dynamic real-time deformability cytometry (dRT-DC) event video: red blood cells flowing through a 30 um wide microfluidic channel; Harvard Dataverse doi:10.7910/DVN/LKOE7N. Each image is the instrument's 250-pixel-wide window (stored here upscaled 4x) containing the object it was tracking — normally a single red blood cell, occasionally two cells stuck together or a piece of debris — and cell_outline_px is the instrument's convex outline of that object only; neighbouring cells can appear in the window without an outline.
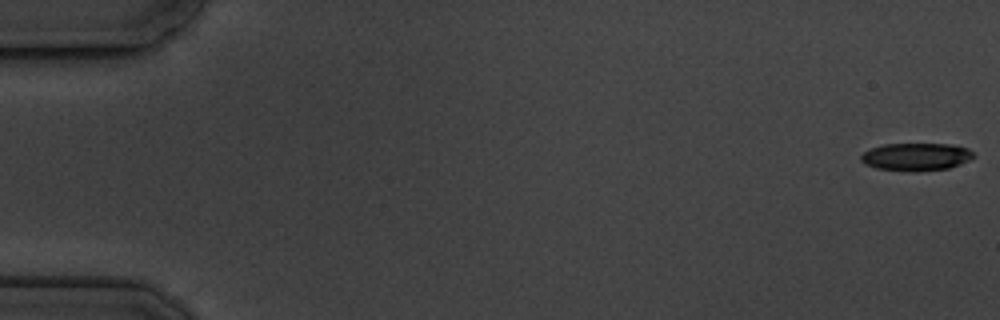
{"species": "common noctule bat (a hibernating species)", "species_latin": "Nyctalus noctula", "temperature_condition": "cold", "stored_images_in_passage": 5, "camera_frame_rate_fps": 3000, "um_per_image_px": 0.085, "animal": {"sex": "male", "body_mass_g": 19.5, "forearm_length_mm": 54.6}, "frame": {"image": 1, "passage_image": 1, "time_ms": 0.0, "image_size_px": [1000, 320], "cell_outline_px": [[976, 156], [960, 164], [948, 168], [920, 172], [908, 172], [876, 168], [864, 164], [860, 160], [860, 156], [864, 152], [872, 148], [884, 144], [952, 144], [968, 148]], "centroid_in_image_um": [77.86, 13.34], "position_along_channel_um": 7.1, "area_um2": 18.38}}
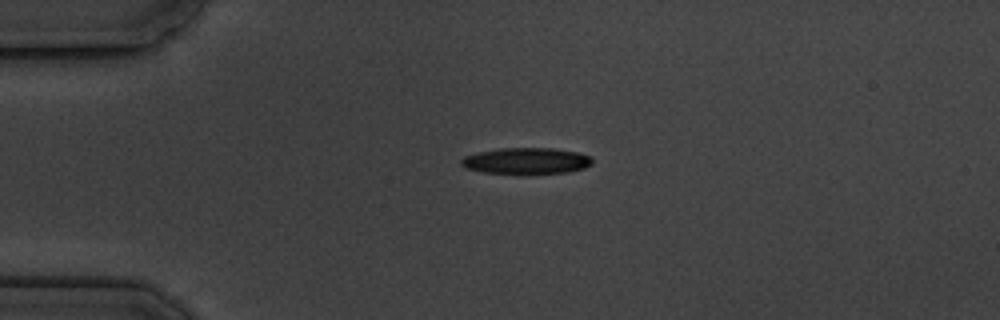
{"frame": {"image": 2, "passage_image": 4, "time_ms": 4.333, "image_size_px": [1000, 320], "cell_outline_px": [[592, 164], [584, 168], [568, 172], [484, 172], [468, 168], [460, 164], [460, 160], [464, 156], [476, 152], [500, 148], [552, 148], [576, 152], [592, 156]], "centroid_in_image_um": [44.74, 13.64], "position_along_channel_um": 40.3, "area_um2": 19.54}}